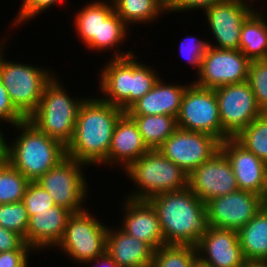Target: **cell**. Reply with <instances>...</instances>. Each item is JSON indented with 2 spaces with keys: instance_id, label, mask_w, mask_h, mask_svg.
I'll return each instance as SVG.
<instances>
[{
  "instance_id": "cell-3",
  "label": "cell",
  "mask_w": 267,
  "mask_h": 267,
  "mask_svg": "<svg viewBox=\"0 0 267 267\" xmlns=\"http://www.w3.org/2000/svg\"><path fill=\"white\" fill-rule=\"evenodd\" d=\"M138 60V61H137ZM135 54L112 58L99 71V98L126 112L148 93L160 79V74Z\"/></svg>"
},
{
  "instance_id": "cell-44",
  "label": "cell",
  "mask_w": 267,
  "mask_h": 267,
  "mask_svg": "<svg viewBox=\"0 0 267 267\" xmlns=\"http://www.w3.org/2000/svg\"><path fill=\"white\" fill-rule=\"evenodd\" d=\"M261 205L263 208H267V165L264 172L263 186L259 194Z\"/></svg>"
},
{
  "instance_id": "cell-10",
  "label": "cell",
  "mask_w": 267,
  "mask_h": 267,
  "mask_svg": "<svg viewBox=\"0 0 267 267\" xmlns=\"http://www.w3.org/2000/svg\"><path fill=\"white\" fill-rule=\"evenodd\" d=\"M176 119L178 128L207 133L221 142L224 141V129L214 89L202 88L190 82L186 87Z\"/></svg>"
},
{
  "instance_id": "cell-19",
  "label": "cell",
  "mask_w": 267,
  "mask_h": 267,
  "mask_svg": "<svg viewBox=\"0 0 267 267\" xmlns=\"http://www.w3.org/2000/svg\"><path fill=\"white\" fill-rule=\"evenodd\" d=\"M72 214L70 210L57 205L48 210L33 211V215L29 216L25 243L35 252H46L52 247L56 248L63 238L67 221Z\"/></svg>"
},
{
  "instance_id": "cell-41",
  "label": "cell",
  "mask_w": 267,
  "mask_h": 267,
  "mask_svg": "<svg viewBox=\"0 0 267 267\" xmlns=\"http://www.w3.org/2000/svg\"><path fill=\"white\" fill-rule=\"evenodd\" d=\"M24 244L25 241L22 236L0 225V253L19 250Z\"/></svg>"
},
{
  "instance_id": "cell-27",
  "label": "cell",
  "mask_w": 267,
  "mask_h": 267,
  "mask_svg": "<svg viewBox=\"0 0 267 267\" xmlns=\"http://www.w3.org/2000/svg\"><path fill=\"white\" fill-rule=\"evenodd\" d=\"M128 26L124 23V21L115 13V11L101 23L100 30V40H92L86 48L88 50H94L101 52H108L107 50H112L113 55L112 58H124L130 55H133L132 50H119V46L126 41L129 36ZM118 48V49H117Z\"/></svg>"
},
{
  "instance_id": "cell-37",
  "label": "cell",
  "mask_w": 267,
  "mask_h": 267,
  "mask_svg": "<svg viewBox=\"0 0 267 267\" xmlns=\"http://www.w3.org/2000/svg\"><path fill=\"white\" fill-rule=\"evenodd\" d=\"M208 40H200L194 36H186L179 44L180 56L184 57L198 73L201 66V61L208 48Z\"/></svg>"
},
{
  "instance_id": "cell-18",
  "label": "cell",
  "mask_w": 267,
  "mask_h": 267,
  "mask_svg": "<svg viewBox=\"0 0 267 267\" xmlns=\"http://www.w3.org/2000/svg\"><path fill=\"white\" fill-rule=\"evenodd\" d=\"M124 199L120 206L123 208V221L119 228L129 236L144 241L154 251L165 245L158 214L152 204L148 200Z\"/></svg>"
},
{
  "instance_id": "cell-15",
  "label": "cell",
  "mask_w": 267,
  "mask_h": 267,
  "mask_svg": "<svg viewBox=\"0 0 267 267\" xmlns=\"http://www.w3.org/2000/svg\"><path fill=\"white\" fill-rule=\"evenodd\" d=\"M262 208L258 194L238 189L206 203L209 225L238 231Z\"/></svg>"
},
{
  "instance_id": "cell-22",
  "label": "cell",
  "mask_w": 267,
  "mask_h": 267,
  "mask_svg": "<svg viewBox=\"0 0 267 267\" xmlns=\"http://www.w3.org/2000/svg\"><path fill=\"white\" fill-rule=\"evenodd\" d=\"M190 83H168L162 77L154 87L136 101L126 112L130 116L171 115L178 116L186 87Z\"/></svg>"
},
{
  "instance_id": "cell-12",
  "label": "cell",
  "mask_w": 267,
  "mask_h": 267,
  "mask_svg": "<svg viewBox=\"0 0 267 267\" xmlns=\"http://www.w3.org/2000/svg\"><path fill=\"white\" fill-rule=\"evenodd\" d=\"M220 145L213 135L177 128L157 150L189 175L219 152Z\"/></svg>"
},
{
  "instance_id": "cell-35",
  "label": "cell",
  "mask_w": 267,
  "mask_h": 267,
  "mask_svg": "<svg viewBox=\"0 0 267 267\" xmlns=\"http://www.w3.org/2000/svg\"><path fill=\"white\" fill-rule=\"evenodd\" d=\"M23 202L28 216L33 215V211L48 210L50 207L55 206L54 199L36 181H30L27 185Z\"/></svg>"
},
{
  "instance_id": "cell-30",
  "label": "cell",
  "mask_w": 267,
  "mask_h": 267,
  "mask_svg": "<svg viewBox=\"0 0 267 267\" xmlns=\"http://www.w3.org/2000/svg\"><path fill=\"white\" fill-rule=\"evenodd\" d=\"M234 138L267 164V113L257 117Z\"/></svg>"
},
{
  "instance_id": "cell-31",
  "label": "cell",
  "mask_w": 267,
  "mask_h": 267,
  "mask_svg": "<svg viewBox=\"0 0 267 267\" xmlns=\"http://www.w3.org/2000/svg\"><path fill=\"white\" fill-rule=\"evenodd\" d=\"M197 259L193 245L166 244L154 251L152 267H191Z\"/></svg>"
},
{
  "instance_id": "cell-42",
  "label": "cell",
  "mask_w": 267,
  "mask_h": 267,
  "mask_svg": "<svg viewBox=\"0 0 267 267\" xmlns=\"http://www.w3.org/2000/svg\"><path fill=\"white\" fill-rule=\"evenodd\" d=\"M86 266L90 265V267H119L117 263L112 259V257L105 251L103 254L99 255L97 258L93 260L86 261L82 263Z\"/></svg>"
},
{
  "instance_id": "cell-34",
  "label": "cell",
  "mask_w": 267,
  "mask_h": 267,
  "mask_svg": "<svg viewBox=\"0 0 267 267\" xmlns=\"http://www.w3.org/2000/svg\"><path fill=\"white\" fill-rule=\"evenodd\" d=\"M247 82L254 92L258 106L263 113H267V59L250 62Z\"/></svg>"
},
{
  "instance_id": "cell-36",
  "label": "cell",
  "mask_w": 267,
  "mask_h": 267,
  "mask_svg": "<svg viewBox=\"0 0 267 267\" xmlns=\"http://www.w3.org/2000/svg\"><path fill=\"white\" fill-rule=\"evenodd\" d=\"M58 3H63V0H22L20 8H18L19 11L15 15L16 18L14 17L13 23L10 26L16 27L17 25L27 24V22L38 15L41 16L44 11L53 8Z\"/></svg>"
},
{
  "instance_id": "cell-29",
  "label": "cell",
  "mask_w": 267,
  "mask_h": 267,
  "mask_svg": "<svg viewBox=\"0 0 267 267\" xmlns=\"http://www.w3.org/2000/svg\"><path fill=\"white\" fill-rule=\"evenodd\" d=\"M136 122L144 143L150 150L158 149L178 128L171 115L131 116Z\"/></svg>"
},
{
  "instance_id": "cell-11",
  "label": "cell",
  "mask_w": 267,
  "mask_h": 267,
  "mask_svg": "<svg viewBox=\"0 0 267 267\" xmlns=\"http://www.w3.org/2000/svg\"><path fill=\"white\" fill-rule=\"evenodd\" d=\"M224 140L236 137L244 128L263 114L247 81L214 89Z\"/></svg>"
},
{
  "instance_id": "cell-45",
  "label": "cell",
  "mask_w": 267,
  "mask_h": 267,
  "mask_svg": "<svg viewBox=\"0 0 267 267\" xmlns=\"http://www.w3.org/2000/svg\"><path fill=\"white\" fill-rule=\"evenodd\" d=\"M242 267H267V261H245Z\"/></svg>"
},
{
  "instance_id": "cell-46",
  "label": "cell",
  "mask_w": 267,
  "mask_h": 267,
  "mask_svg": "<svg viewBox=\"0 0 267 267\" xmlns=\"http://www.w3.org/2000/svg\"><path fill=\"white\" fill-rule=\"evenodd\" d=\"M167 11L177 0H157Z\"/></svg>"
},
{
  "instance_id": "cell-33",
  "label": "cell",
  "mask_w": 267,
  "mask_h": 267,
  "mask_svg": "<svg viewBox=\"0 0 267 267\" xmlns=\"http://www.w3.org/2000/svg\"><path fill=\"white\" fill-rule=\"evenodd\" d=\"M29 216L23 201L0 204V225L26 237Z\"/></svg>"
},
{
  "instance_id": "cell-17",
  "label": "cell",
  "mask_w": 267,
  "mask_h": 267,
  "mask_svg": "<svg viewBox=\"0 0 267 267\" xmlns=\"http://www.w3.org/2000/svg\"><path fill=\"white\" fill-rule=\"evenodd\" d=\"M196 249L197 258L210 267H242L245 262L236 230L210 226Z\"/></svg>"
},
{
  "instance_id": "cell-1",
  "label": "cell",
  "mask_w": 267,
  "mask_h": 267,
  "mask_svg": "<svg viewBox=\"0 0 267 267\" xmlns=\"http://www.w3.org/2000/svg\"><path fill=\"white\" fill-rule=\"evenodd\" d=\"M90 97L88 95L80 106L66 156L87 166L104 165L107 168L113 130L124 111L99 97Z\"/></svg>"
},
{
  "instance_id": "cell-43",
  "label": "cell",
  "mask_w": 267,
  "mask_h": 267,
  "mask_svg": "<svg viewBox=\"0 0 267 267\" xmlns=\"http://www.w3.org/2000/svg\"><path fill=\"white\" fill-rule=\"evenodd\" d=\"M0 125H1V123H0ZM1 127H2V125L0 126V164L7 161V146H8V142H9L5 138L6 133L2 132Z\"/></svg>"
},
{
  "instance_id": "cell-26",
  "label": "cell",
  "mask_w": 267,
  "mask_h": 267,
  "mask_svg": "<svg viewBox=\"0 0 267 267\" xmlns=\"http://www.w3.org/2000/svg\"><path fill=\"white\" fill-rule=\"evenodd\" d=\"M264 13L255 9L241 29L239 50L250 61L267 59V17Z\"/></svg>"
},
{
  "instance_id": "cell-9",
  "label": "cell",
  "mask_w": 267,
  "mask_h": 267,
  "mask_svg": "<svg viewBox=\"0 0 267 267\" xmlns=\"http://www.w3.org/2000/svg\"><path fill=\"white\" fill-rule=\"evenodd\" d=\"M84 167L86 169L88 166L66 156L36 182L54 199L55 205L62 206L72 213H79L87 209L84 206L90 191Z\"/></svg>"
},
{
  "instance_id": "cell-24",
  "label": "cell",
  "mask_w": 267,
  "mask_h": 267,
  "mask_svg": "<svg viewBox=\"0 0 267 267\" xmlns=\"http://www.w3.org/2000/svg\"><path fill=\"white\" fill-rule=\"evenodd\" d=\"M114 12L112 0H92L74 13L73 28L84 46L100 40L101 23Z\"/></svg>"
},
{
  "instance_id": "cell-16",
  "label": "cell",
  "mask_w": 267,
  "mask_h": 267,
  "mask_svg": "<svg viewBox=\"0 0 267 267\" xmlns=\"http://www.w3.org/2000/svg\"><path fill=\"white\" fill-rule=\"evenodd\" d=\"M188 187L205 204L238 190L232 166L221 150L188 175Z\"/></svg>"
},
{
  "instance_id": "cell-2",
  "label": "cell",
  "mask_w": 267,
  "mask_h": 267,
  "mask_svg": "<svg viewBox=\"0 0 267 267\" xmlns=\"http://www.w3.org/2000/svg\"><path fill=\"white\" fill-rule=\"evenodd\" d=\"M155 208L166 244L196 246L209 230L206 204L186 187L148 200Z\"/></svg>"
},
{
  "instance_id": "cell-25",
  "label": "cell",
  "mask_w": 267,
  "mask_h": 267,
  "mask_svg": "<svg viewBox=\"0 0 267 267\" xmlns=\"http://www.w3.org/2000/svg\"><path fill=\"white\" fill-rule=\"evenodd\" d=\"M237 232L245 261H267V208L262 207Z\"/></svg>"
},
{
  "instance_id": "cell-38",
  "label": "cell",
  "mask_w": 267,
  "mask_h": 267,
  "mask_svg": "<svg viewBox=\"0 0 267 267\" xmlns=\"http://www.w3.org/2000/svg\"><path fill=\"white\" fill-rule=\"evenodd\" d=\"M24 120L26 118L16 109L0 80V123L6 122L12 127Z\"/></svg>"
},
{
  "instance_id": "cell-14",
  "label": "cell",
  "mask_w": 267,
  "mask_h": 267,
  "mask_svg": "<svg viewBox=\"0 0 267 267\" xmlns=\"http://www.w3.org/2000/svg\"><path fill=\"white\" fill-rule=\"evenodd\" d=\"M245 0H224L204 11L217 49L239 50L240 34L245 19L257 8Z\"/></svg>"
},
{
  "instance_id": "cell-28",
  "label": "cell",
  "mask_w": 267,
  "mask_h": 267,
  "mask_svg": "<svg viewBox=\"0 0 267 267\" xmlns=\"http://www.w3.org/2000/svg\"><path fill=\"white\" fill-rule=\"evenodd\" d=\"M115 13L129 27L136 24H151L167 13L157 0H112ZM151 22V23H150Z\"/></svg>"
},
{
  "instance_id": "cell-5",
  "label": "cell",
  "mask_w": 267,
  "mask_h": 267,
  "mask_svg": "<svg viewBox=\"0 0 267 267\" xmlns=\"http://www.w3.org/2000/svg\"><path fill=\"white\" fill-rule=\"evenodd\" d=\"M57 78L59 77L55 74L45 85L38 108L27 120L67 147L74 135L80 106L88 96H70L71 93L65 90V86Z\"/></svg>"
},
{
  "instance_id": "cell-47",
  "label": "cell",
  "mask_w": 267,
  "mask_h": 267,
  "mask_svg": "<svg viewBox=\"0 0 267 267\" xmlns=\"http://www.w3.org/2000/svg\"><path fill=\"white\" fill-rule=\"evenodd\" d=\"M191 267H210L209 265L201 262L198 258L195 260V262L192 264Z\"/></svg>"
},
{
  "instance_id": "cell-40",
  "label": "cell",
  "mask_w": 267,
  "mask_h": 267,
  "mask_svg": "<svg viewBox=\"0 0 267 267\" xmlns=\"http://www.w3.org/2000/svg\"><path fill=\"white\" fill-rule=\"evenodd\" d=\"M224 0H177L168 10L169 13H185L188 11L192 12V10H200L201 12L207 10L214 4L220 3ZM196 9V10H195ZM202 9V10H201ZM179 12V13H178Z\"/></svg>"
},
{
  "instance_id": "cell-32",
  "label": "cell",
  "mask_w": 267,
  "mask_h": 267,
  "mask_svg": "<svg viewBox=\"0 0 267 267\" xmlns=\"http://www.w3.org/2000/svg\"><path fill=\"white\" fill-rule=\"evenodd\" d=\"M29 183L8 161L0 164V204L23 201Z\"/></svg>"
},
{
  "instance_id": "cell-48",
  "label": "cell",
  "mask_w": 267,
  "mask_h": 267,
  "mask_svg": "<svg viewBox=\"0 0 267 267\" xmlns=\"http://www.w3.org/2000/svg\"><path fill=\"white\" fill-rule=\"evenodd\" d=\"M245 1H247V2H250V3H255L256 1H258V0H245ZM260 1V0H259Z\"/></svg>"
},
{
  "instance_id": "cell-21",
  "label": "cell",
  "mask_w": 267,
  "mask_h": 267,
  "mask_svg": "<svg viewBox=\"0 0 267 267\" xmlns=\"http://www.w3.org/2000/svg\"><path fill=\"white\" fill-rule=\"evenodd\" d=\"M220 150L229 160L238 189L260 194L266 163L248 151L235 138L221 142Z\"/></svg>"
},
{
  "instance_id": "cell-49",
  "label": "cell",
  "mask_w": 267,
  "mask_h": 267,
  "mask_svg": "<svg viewBox=\"0 0 267 267\" xmlns=\"http://www.w3.org/2000/svg\"><path fill=\"white\" fill-rule=\"evenodd\" d=\"M139 267H152V265L151 264H148V265L139 266Z\"/></svg>"
},
{
  "instance_id": "cell-23",
  "label": "cell",
  "mask_w": 267,
  "mask_h": 267,
  "mask_svg": "<svg viewBox=\"0 0 267 267\" xmlns=\"http://www.w3.org/2000/svg\"><path fill=\"white\" fill-rule=\"evenodd\" d=\"M106 251L119 267H139L151 264L154 253L147 243L129 236L119 226L108 227Z\"/></svg>"
},
{
  "instance_id": "cell-6",
  "label": "cell",
  "mask_w": 267,
  "mask_h": 267,
  "mask_svg": "<svg viewBox=\"0 0 267 267\" xmlns=\"http://www.w3.org/2000/svg\"><path fill=\"white\" fill-rule=\"evenodd\" d=\"M123 173L136 187L125 197L131 200H149L160 193L188 187V174L157 149L133 161Z\"/></svg>"
},
{
  "instance_id": "cell-20",
  "label": "cell",
  "mask_w": 267,
  "mask_h": 267,
  "mask_svg": "<svg viewBox=\"0 0 267 267\" xmlns=\"http://www.w3.org/2000/svg\"><path fill=\"white\" fill-rule=\"evenodd\" d=\"M149 150L143 141L136 122L127 112H124L119 117L113 130L111 146L107 156V167L122 166L121 170L124 171L133 161L138 160Z\"/></svg>"
},
{
  "instance_id": "cell-13",
  "label": "cell",
  "mask_w": 267,
  "mask_h": 267,
  "mask_svg": "<svg viewBox=\"0 0 267 267\" xmlns=\"http://www.w3.org/2000/svg\"><path fill=\"white\" fill-rule=\"evenodd\" d=\"M250 60L240 50L217 49L208 46L194 84L215 89L247 81Z\"/></svg>"
},
{
  "instance_id": "cell-7",
  "label": "cell",
  "mask_w": 267,
  "mask_h": 267,
  "mask_svg": "<svg viewBox=\"0 0 267 267\" xmlns=\"http://www.w3.org/2000/svg\"><path fill=\"white\" fill-rule=\"evenodd\" d=\"M4 38L0 41V80L16 109L27 119L38 108L45 85L55 73L49 67L5 59L8 37Z\"/></svg>"
},
{
  "instance_id": "cell-4",
  "label": "cell",
  "mask_w": 267,
  "mask_h": 267,
  "mask_svg": "<svg viewBox=\"0 0 267 267\" xmlns=\"http://www.w3.org/2000/svg\"><path fill=\"white\" fill-rule=\"evenodd\" d=\"M13 127L20 131L8 143L7 161L29 181L38 180L66 157V147L61 142L38 130L27 119Z\"/></svg>"
},
{
  "instance_id": "cell-8",
  "label": "cell",
  "mask_w": 267,
  "mask_h": 267,
  "mask_svg": "<svg viewBox=\"0 0 267 267\" xmlns=\"http://www.w3.org/2000/svg\"><path fill=\"white\" fill-rule=\"evenodd\" d=\"M89 211L86 209L69 217L63 238L55 248L76 265L93 260L106 251L108 225Z\"/></svg>"
},
{
  "instance_id": "cell-39",
  "label": "cell",
  "mask_w": 267,
  "mask_h": 267,
  "mask_svg": "<svg viewBox=\"0 0 267 267\" xmlns=\"http://www.w3.org/2000/svg\"><path fill=\"white\" fill-rule=\"evenodd\" d=\"M32 252L34 250L27 243L19 250L1 252L0 267H29V256Z\"/></svg>"
}]
</instances>
